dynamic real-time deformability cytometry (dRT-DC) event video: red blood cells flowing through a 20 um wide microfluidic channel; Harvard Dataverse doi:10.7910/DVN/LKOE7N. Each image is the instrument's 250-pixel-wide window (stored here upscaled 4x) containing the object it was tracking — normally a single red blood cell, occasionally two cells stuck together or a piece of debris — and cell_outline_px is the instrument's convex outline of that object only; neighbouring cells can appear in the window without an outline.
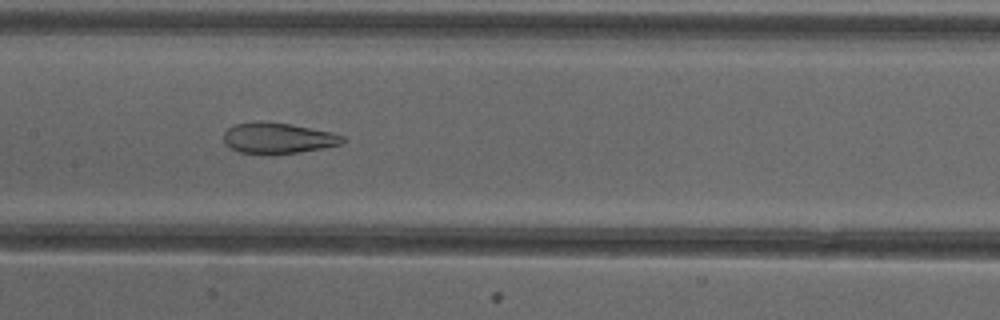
{"species": "common noctule bat (a hibernating species)", "species_latin": "Nyctalus noctula", "temperature_condition": "cold", "stored_images_in_passage": 51, "camera_frame_rate_fps": 3000, "um_per_image_px": 0.085, "animal": {"sex": "female"}, "frame": {"image": 1, "passage_image": 25, "time_ms": 8.0, "image_size_px": [1000, 320], "cell_outline_px": [[348, 140], [340, 144], [320, 148], [296, 152], [240, 152], [224, 144], [224, 132], [228, 128], [236, 124], [260, 120], [292, 124], [332, 132], [344, 136]], "centroid_in_image_um": [23.64, 11.69], "position_along_channel_um": 183.8, "area_um2": 20.92}}
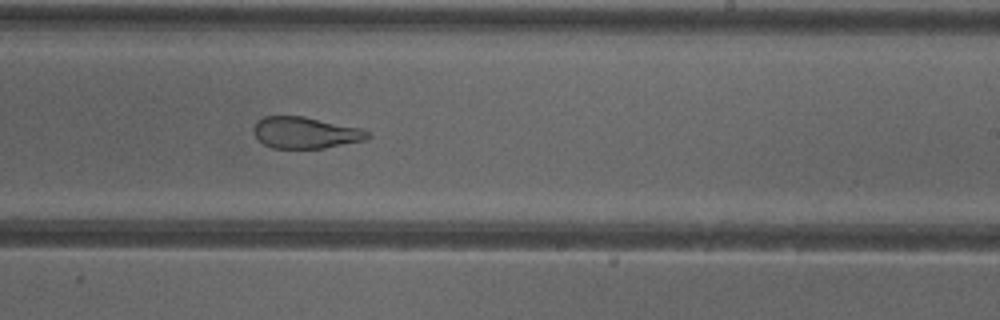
{"frame": {"image": 2, "passage_image": 31, "time_ms": 10.0, "image_size_px": [1000, 320], "cell_outline_px": [[372, 136], [364, 140], [324, 148], [272, 148], [264, 144], [256, 136], [252, 128], [264, 116], [304, 116], [360, 128], [368, 132]], "centroid_in_image_um": [25.96, 11.28], "position_along_channel_um": 263.0, "area_um2": 20.69}}
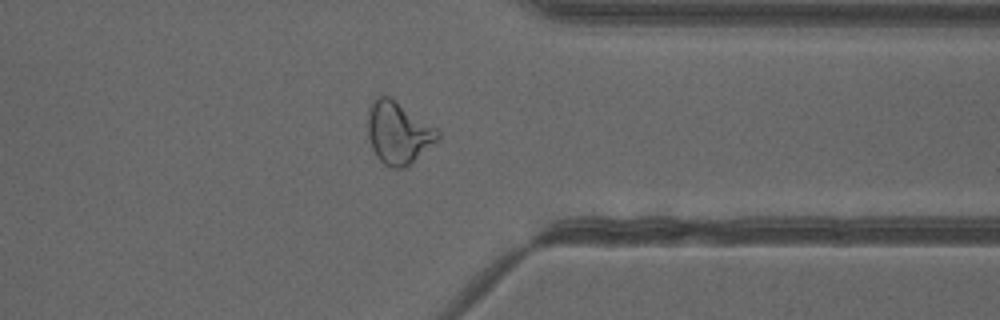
{"frame": {"image": 3, "passage_image": 40, "time_ms": 13.0, "image_size_px": [1000, 320], "cell_outline_px": [[440, 140], [412, 164], [404, 168], [392, 168], [384, 164], [376, 156], [372, 148], [368, 136], [368, 108], [372, 100], [376, 96], [388, 96], [436, 128], [440, 132]], "centroid_in_image_um": [33.86, 11.32], "position_along_channel_um": 377.5, "area_um2": 25.49}, "authors_computed_cell_mechanics": {"area_um2": 27.2238, "velocity_mm_per_s": 3.9891, "shape_relaxation_time_tau1_ms": null, "shape_relaxation_time_tau2_ms": 1.5541, "deformation_change_tau1": null, "deformation_change_tau2": 0.1002}}